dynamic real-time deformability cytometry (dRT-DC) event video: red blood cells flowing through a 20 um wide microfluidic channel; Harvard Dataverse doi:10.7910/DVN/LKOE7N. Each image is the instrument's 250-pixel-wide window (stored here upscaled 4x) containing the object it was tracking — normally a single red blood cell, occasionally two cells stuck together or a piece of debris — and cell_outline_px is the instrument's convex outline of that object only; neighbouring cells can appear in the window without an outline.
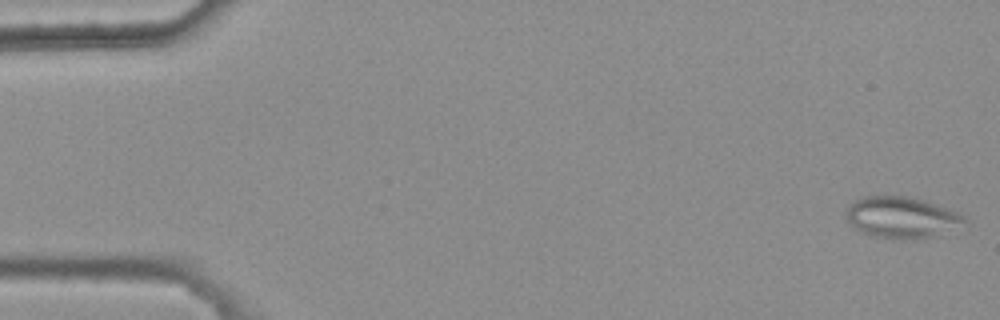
{"species": "common noctule bat (a hibernating species)", "species_latin": "Nyctalus noctula", "temperature_condition": "warm", "stored_images_in_passage": 4, "camera_frame_rate_fps": 3000, "um_per_image_px": 0.085, "animal": {"sex": "female", "body_mass_g": 25.1}, "frame": {"image": 1, "passage_image": 1, "time_ms": 0.0, "image_size_px": [1000, 320], "cell_outline_px": [[968, 220], [936, 236], [908, 240], [900, 240], [872, 236], [860, 232], [848, 220], [848, 208], [856, 200], [864, 196], [904, 196], [924, 200], [956, 212], [964, 216]], "centroid_in_image_um": [76.62, 18.5], "position_along_channel_um": 8.4, "area_um2": 27.98}}